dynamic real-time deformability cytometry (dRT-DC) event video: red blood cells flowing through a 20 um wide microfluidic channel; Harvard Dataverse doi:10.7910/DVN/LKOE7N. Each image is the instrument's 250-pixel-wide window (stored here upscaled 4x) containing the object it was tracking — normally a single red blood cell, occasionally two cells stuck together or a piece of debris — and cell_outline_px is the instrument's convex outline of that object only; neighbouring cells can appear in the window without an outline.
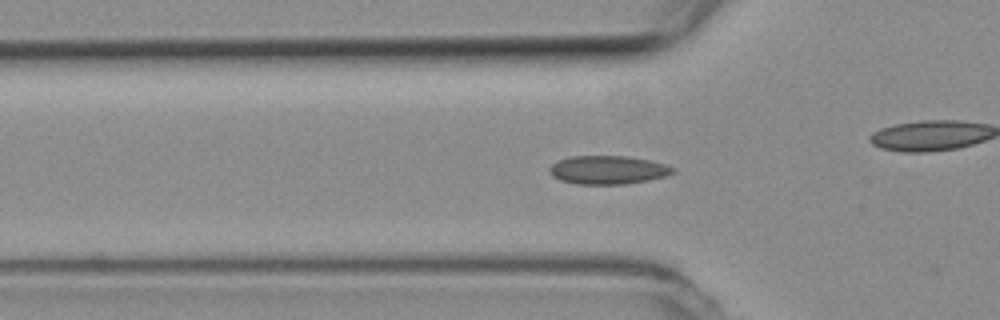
{"species": "common noctule bat (a hibernating species)", "species_latin": "Nyctalus noctula", "temperature_condition": "room temperature", "stored_images_in_passage": 4, "camera_frame_rate_fps": 3000, "um_per_image_px": 0.085, "animal": {"sex": "female", "body_mass_g": 19.3, "forearm_length_mm": 54.1}, "frame": {"image": 1, "passage_image": 2, "time_ms": 0.333, "image_size_px": [1000, 320], "cell_outline_px": [[676, 172], [668, 176], [648, 180], [624, 184], [576, 184], [560, 180], [552, 176], [548, 172], [548, 168], [556, 160], [572, 156], [628, 156], [648, 160], [664, 164], [676, 168]], "centroid_in_image_um": [51.66, 14.44], "position_along_channel_um": 74.1, "area_um2": 20.69}}